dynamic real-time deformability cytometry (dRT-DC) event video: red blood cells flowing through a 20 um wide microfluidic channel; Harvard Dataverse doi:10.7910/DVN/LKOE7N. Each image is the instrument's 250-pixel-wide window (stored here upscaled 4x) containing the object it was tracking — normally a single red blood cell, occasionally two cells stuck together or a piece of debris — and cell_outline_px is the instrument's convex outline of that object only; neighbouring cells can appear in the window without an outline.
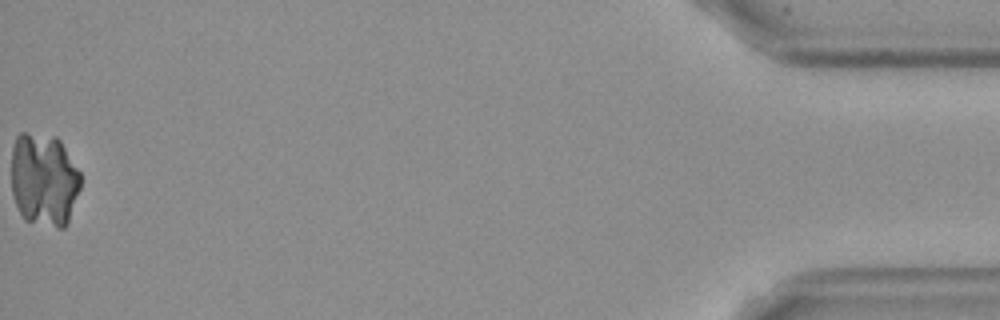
{"species": "Egyptian fruit bat (a non-hibernating species)", "species_latin": "Rousettus aegyptiacus", "temperature_condition": "cold", "stored_images_in_passage": 12, "camera_frame_rate_fps": 3000, "um_per_image_px": 0.085, "frame": {"image": 1, "passage_image": 12, "time_ms": 14.0, "image_size_px": [1000, 320], "cell_outline_px": [[80, 188], [68, 220], [64, 228], [56, 228], [24, 220], [16, 204], [12, 192], [12, 148], [16, 136], [20, 132], [28, 132], [56, 136], [60, 140], [80, 172]], "centroid_in_image_um": [3.72, 15.25], "position_along_channel_um": 431.5, "area_um2": 37.86}}